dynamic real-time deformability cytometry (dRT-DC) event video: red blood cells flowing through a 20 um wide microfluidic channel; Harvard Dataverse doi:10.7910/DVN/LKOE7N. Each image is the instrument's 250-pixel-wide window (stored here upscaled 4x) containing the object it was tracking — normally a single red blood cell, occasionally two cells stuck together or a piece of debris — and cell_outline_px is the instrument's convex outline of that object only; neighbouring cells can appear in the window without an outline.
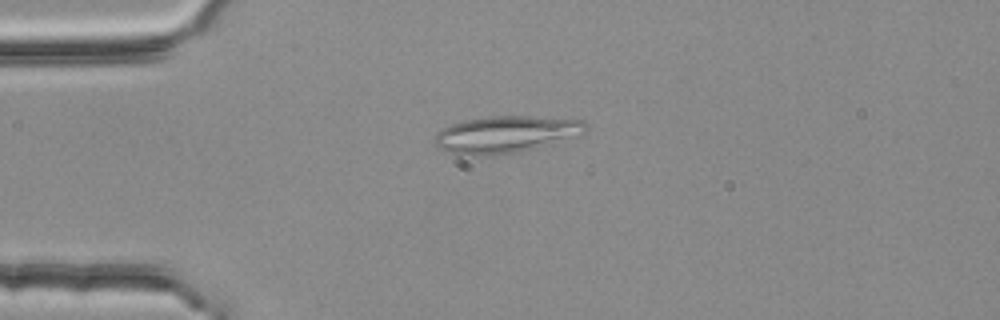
{"species": "common noctule bat (a hibernating species)", "species_latin": "Nyctalus noctula", "temperature_condition": "room temperature", "stored_images_in_passage": 3, "camera_frame_rate_fps": 3000, "um_per_image_px": 0.085, "animal": {"sex": "female", "body_mass_g": 25.1}, "frame": {"image": 1, "passage_image": 3, "time_ms": 0.667, "image_size_px": [1000, 320], "cell_outline_px": [[588, 128], [584, 132], [532, 148], [516, 152], [496, 156], [468, 156], [452, 152], [440, 148], [436, 144], [436, 132], [440, 128], [464, 120], [492, 116], [532, 116], [584, 120], [588, 124]], "centroid_in_image_um": [42.94, 11.41], "position_along_channel_um": 42.1, "area_um2": 32.02}}